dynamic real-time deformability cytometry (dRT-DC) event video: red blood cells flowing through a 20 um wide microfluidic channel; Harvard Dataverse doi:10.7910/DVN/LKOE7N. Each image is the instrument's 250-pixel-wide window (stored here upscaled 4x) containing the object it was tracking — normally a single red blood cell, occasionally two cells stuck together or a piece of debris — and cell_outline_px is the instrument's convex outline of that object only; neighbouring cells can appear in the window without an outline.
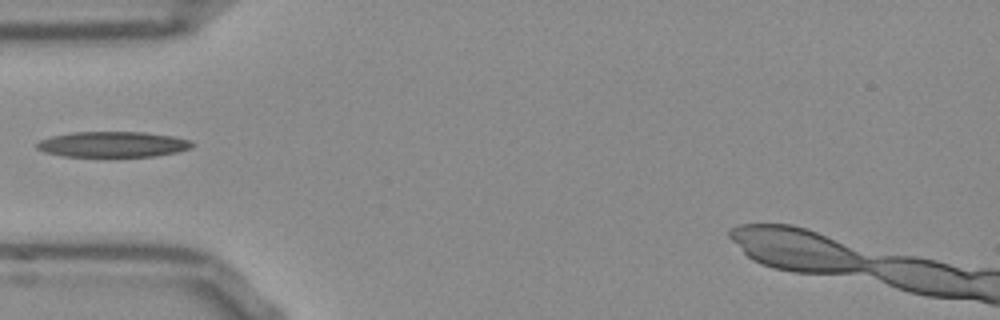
{"species": "Egyptian fruit bat (a non-hibernating species)", "species_latin": "Rousettus aegyptiacus", "temperature_condition": "room temperature", "stored_images_in_passage": 22, "camera_frame_rate_fps": 3000, "um_per_image_px": 0.085, "frame": {"image": 1, "passage_image": 1, "time_ms": 0.0, "image_size_px": [1000, 320], "cell_outline_px": [[196, 144], [192, 148], [176, 152], [156, 156], [64, 156], [44, 152], [36, 148], [36, 144], [40, 140], [52, 136], [72, 132], [144, 132], [172, 136], [188, 140]], "centroid_in_image_um": [9.59, 12.26], "position_along_channel_um": 75.4, "area_um2": 23.06}}
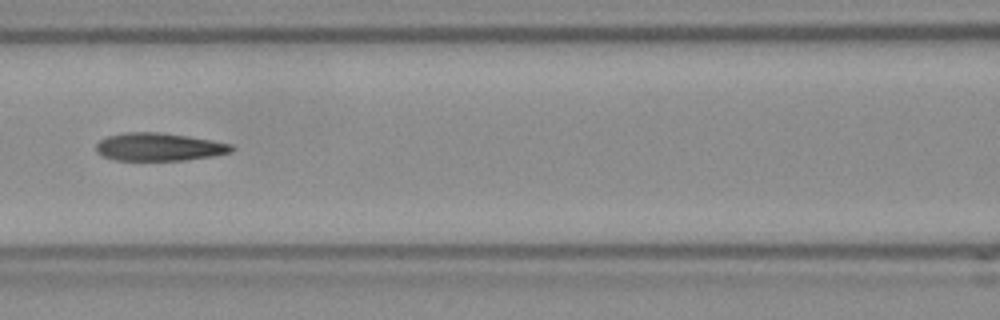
{"frame": {"image": 2, "passage_image": 7, "time_ms": 2.0, "image_size_px": [1000, 320], "cell_outline_px": [[236, 148], [232, 152], [212, 156], [184, 160], [116, 160], [104, 156], [96, 152], [96, 144], [100, 140], [108, 136], [124, 132], [160, 132], [188, 136], [212, 140], [232, 144]], "centroid_in_image_um": [13.54, 12.48], "position_along_channel_um": 153.1, "area_um2": 22.08}}